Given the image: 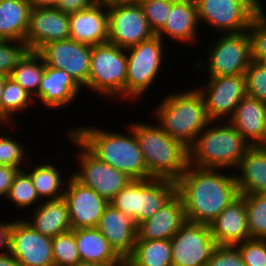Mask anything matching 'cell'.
I'll list each match as a JSON object with an SVG mask.
<instances>
[{"label": "cell", "instance_id": "obj_8", "mask_svg": "<svg viewBox=\"0 0 266 266\" xmlns=\"http://www.w3.org/2000/svg\"><path fill=\"white\" fill-rule=\"evenodd\" d=\"M163 43L164 40L154 35L146 41L126 48V99L141 98L145 91H149V87L160 74V68L163 65L165 53Z\"/></svg>", "mask_w": 266, "mask_h": 266}, {"label": "cell", "instance_id": "obj_1", "mask_svg": "<svg viewBox=\"0 0 266 266\" xmlns=\"http://www.w3.org/2000/svg\"><path fill=\"white\" fill-rule=\"evenodd\" d=\"M188 165L176 180L189 222L210 225L238 196L235 175Z\"/></svg>", "mask_w": 266, "mask_h": 266}, {"label": "cell", "instance_id": "obj_52", "mask_svg": "<svg viewBox=\"0 0 266 266\" xmlns=\"http://www.w3.org/2000/svg\"><path fill=\"white\" fill-rule=\"evenodd\" d=\"M74 266H103V265H99V264H96V263L87 262V261H81L80 260Z\"/></svg>", "mask_w": 266, "mask_h": 266}, {"label": "cell", "instance_id": "obj_15", "mask_svg": "<svg viewBox=\"0 0 266 266\" xmlns=\"http://www.w3.org/2000/svg\"><path fill=\"white\" fill-rule=\"evenodd\" d=\"M91 49L92 46L69 38L50 42L38 53L45 65L65 70L81 88L88 89Z\"/></svg>", "mask_w": 266, "mask_h": 266}, {"label": "cell", "instance_id": "obj_37", "mask_svg": "<svg viewBox=\"0 0 266 266\" xmlns=\"http://www.w3.org/2000/svg\"><path fill=\"white\" fill-rule=\"evenodd\" d=\"M247 31L251 38L252 60L266 64V14L257 13Z\"/></svg>", "mask_w": 266, "mask_h": 266}, {"label": "cell", "instance_id": "obj_36", "mask_svg": "<svg viewBox=\"0 0 266 266\" xmlns=\"http://www.w3.org/2000/svg\"><path fill=\"white\" fill-rule=\"evenodd\" d=\"M54 266H74L80 261L74 230L52 238Z\"/></svg>", "mask_w": 266, "mask_h": 266}, {"label": "cell", "instance_id": "obj_41", "mask_svg": "<svg viewBox=\"0 0 266 266\" xmlns=\"http://www.w3.org/2000/svg\"><path fill=\"white\" fill-rule=\"evenodd\" d=\"M175 0H142L139 4L150 29L156 34L165 24Z\"/></svg>", "mask_w": 266, "mask_h": 266}, {"label": "cell", "instance_id": "obj_30", "mask_svg": "<svg viewBox=\"0 0 266 266\" xmlns=\"http://www.w3.org/2000/svg\"><path fill=\"white\" fill-rule=\"evenodd\" d=\"M125 266H172L171 240H137Z\"/></svg>", "mask_w": 266, "mask_h": 266}, {"label": "cell", "instance_id": "obj_3", "mask_svg": "<svg viewBox=\"0 0 266 266\" xmlns=\"http://www.w3.org/2000/svg\"><path fill=\"white\" fill-rule=\"evenodd\" d=\"M158 104L155 111L153 110L157 124L169 136L183 142L188 148L211 122L197 87L185 92L170 93Z\"/></svg>", "mask_w": 266, "mask_h": 266}, {"label": "cell", "instance_id": "obj_7", "mask_svg": "<svg viewBox=\"0 0 266 266\" xmlns=\"http://www.w3.org/2000/svg\"><path fill=\"white\" fill-rule=\"evenodd\" d=\"M126 49L106 42L92 46L88 89L101 96L126 98Z\"/></svg>", "mask_w": 266, "mask_h": 266}, {"label": "cell", "instance_id": "obj_46", "mask_svg": "<svg viewBox=\"0 0 266 266\" xmlns=\"http://www.w3.org/2000/svg\"><path fill=\"white\" fill-rule=\"evenodd\" d=\"M12 226L11 222L0 221V249L4 248L10 250V229Z\"/></svg>", "mask_w": 266, "mask_h": 266}, {"label": "cell", "instance_id": "obj_39", "mask_svg": "<svg viewBox=\"0 0 266 266\" xmlns=\"http://www.w3.org/2000/svg\"><path fill=\"white\" fill-rule=\"evenodd\" d=\"M28 51L25 42L0 40V74L10 76L17 63Z\"/></svg>", "mask_w": 266, "mask_h": 266}, {"label": "cell", "instance_id": "obj_6", "mask_svg": "<svg viewBox=\"0 0 266 266\" xmlns=\"http://www.w3.org/2000/svg\"><path fill=\"white\" fill-rule=\"evenodd\" d=\"M177 192L176 181L163 178L133 180L110 202L137 225L152 217Z\"/></svg>", "mask_w": 266, "mask_h": 266}, {"label": "cell", "instance_id": "obj_49", "mask_svg": "<svg viewBox=\"0 0 266 266\" xmlns=\"http://www.w3.org/2000/svg\"><path fill=\"white\" fill-rule=\"evenodd\" d=\"M91 1L93 5L105 6V7L117 5L120 3V0H91Z\"/></svg>", "mask_w": 266, "mask_h": 266}, {"label": "cell", "instance_id": "obj_17", "mask_svg": "<svg viewBox=\"0 0 266 266\" xmlns=\"http://www.w3.org/2000/svg\"><path fill=\"white\" fill-rule=\"evenodd\" d=\"M69 176L63 198L69 209L72 229L96 228L110 202Z\"/></svg>", "mask_w": 266, "mask_h": 266}, {"label": "cell", "instance_id": "obj_4", "mask_svg": "<svg viewBox=\"0 0 266 266\" xmlns=\"http://www.w3.org/2000/svg\"><path fill=\"white\" fill-rule=\"evenodd\" d=\"M152 178L176 181L189 165V148L169 136L159 125L131 123Z\"/></svg>", "mask_w": 266, "mask_h": 266}, {"label": "cell", "instance_id": "obj_13", "mask_svg": "<svg viewBox=\"0 0 266 266\" xmlns=\"http://www.w3.org/2000/svg\"><path fill=\"white\" fill-rule=\"evenodd\" d=\"M170 240L172 266H205L218 246L209 225L189 221Z\"/></svg>", "mask_w": 266, "mask_h": 266}, {"label": "cell", "instance_id": "obj_50", "mask_svg": "<svg viewBox=\"0 0 266 266\" xmlns=\"http://www.w3.org/2000/svg\"><path fill=\"white\" fill-rule=\"evenodd\" d=\"M250 6H252L258 13L264 12L261 0H245Z\"/></svg>", "mask_w": 266, "mask_h": 266}, {"label": "cell", "instance_id": "obj_20", "mask_svg": "<svg viewBox=\"0 0 266 266\" xmlns=\"http://www.w3.org/2000/svg\"><path fill=\"white\" fill-rule=\"evenodd\" d=\"M97 228L124 261L132 254L137 241V223L131 216L109 203Z\"/></svg>", "mask_w": 266, "mask_h": 266}, {"label": "cell", "instance_id": "obj_35", "mask_svg": "<svg viewBox=\"0 0 266 266\" xmlns=\"http://www.w3.org/2000/svg\"><path fill=\"white\" fill-rule=\"evenodd\" d=\"M23 170L25 169L19 170L15 175L9 192L5 197L12 201L19 209L28 208L41 200L30 176Z\"/></svg>", "mask_w": 266, "mask_h": 266}, {"label": "cell", "instance_id": "obj_23", "mask_svg": "<svg viewBox=\"0 0 266 266\" xmlns=\"http://www.w3.org/2000/svg\"><path fill=\"white\" fill-rule=\"evenodd\" d=\"M251 146L266 136V102L246 95L227 120Z\"/></svg>", "mask_w": 266, "mask_h": 266}, {"label": "cell", "instance_id": "obj_16", "mask_svg": "<svg viewBox=\"0 0 266 266\" xmlns=\"http://www.w3.org/2000/svg\"><path fill=\"white\" fill-rule=\"evenodd\" d=\"M9 252L21 266H54L52 238L36 231L21 217L12 220Z\"/></svg>", "mask_w": 266, "mask_h": 266}, {"label": "cell", "instance_id": "obj_24", "mask_svg": "<svg viewBox=\"0 0 266 266\" xmlns=\"http://www.w3.org/2000/svg\"><path fill=\"white\" fill-rule=\"evenodd\" d=\"M69 28L70 39L79 43L95 46L108 42L107 7L93 5L69 14Z\"/></svg>", "mask_w": 266, "mask_h": 266}, {"label": "cell", "instance_id": "obj_26", "mask_svg": "<svg viewBox=\"0 0 266 266\" xmlns=\"http://www.w3.org/2000/svg\"><path fill=\"white\" fill-rule=\"evenodd\" d=\"M74 236L81 261L103 266H125V261L110 246L97 227L76 229Z\"/></svg>", "mask_w": 266, "mask_h": 266}, {"label": "cell", "instance_id": "obj_10", "mask_svg": "<svg viewBox=\"0 0 266 266\" xmlns=\"http://www.w3.org/2000/svg\"><path fill=\"white\" fill-rule=\"evenodd\" d=\"M208 50V77L244 75L252 62L248 31L222 34Z\"/></svg>", "mask_w": 266, "mask_h": 266}, {"label": "cell", "instance_id": "obj_33", "mask_svg": "<svg viewBox=\"0 0 266 266\" xmlns=\"http://www.w3.org/2000/svg\"><path fill=\"white\" fill-rule=\"evenodd\" d=\"M33 100V96L29 92L11 77H8L5 81L1 98V124H10L13 121V115L31 107Z\"/></svg>", "mask_w": 266, "mask_h": 266}, {"label": "cell", "instance_id": "obj_32", "mask_svg": "<svg viewBox=\"0 0 266 266\" xmlns=\"http://www.w3.org/2000/svg\"><path fill=\"white\" fill-rule=\"evenodd\" d=\"M44 70L45 63L41 55L36 51H28L9 77L34 96L38 92Z\"/></svg>", "mask_w": 266, "mask_h": 266}, {"label": "cell", "instance_id": "obj_42", "mask_svg": "<svg viewBox=\"0 0 266 266\" xmlns=\"http://www.w3.org/2000/svg\"><path fill=\"white\" fill-rule=\"evenodd\" d=\"M236 247L246 266H266V239L250 238Z\"/></svg>", "mask_w": 266, "mask_h": 266}, {"label": "cell", "instance_id": "obj_25", "mask_svg": "<svg viewBox=\"0 0 266 266\" xmlns=\"http://www.w3.org/2000/svg\"><path fill=\"white\" fill-rule=\"evenodd\" d=\"M199 20L195 0H175L164 26L155 34L162 40L165 36L181 43H192L198 39ZM165 35V36H163Z\"/></svg>", "mask_w": 266, "mask_h": 266}, {"label": "cell", "instance_id": "obj_31", "mask_svg": "<svg viewBox=\"0 0 266 266\" xmlns=\"http://www.w3.org/2000/svg\"><path fill=\"white\" fill-rule=\"evenodd\" d=\"M60 171L55 165L53 166V164L47 162L45 164H35L31 171L25 170L30 176L39 198L42 200L43 197H46V200H55L64 196L67 182H64L63 177H61L62 171Z\"/></svg>", "mask_w": 266, "mask_h": 266}, {"label": "cell", "instance_id": "obj_28", "mask_svg": "<svg viewBox=\"0 0 266 266\" xmlns=\"http://www.w3.org/2000/svg\"><path fill=\"white\" fill-rule=\"evenodd\" d=\"M235 175L239 195L266 194V150L252 146L240 160ZM241 174V175H240Z\"/></svg>", "mask_w": 266, "mask_h": 266}, {"label": "cell", "instance_id": "obj_47", "mask_svg": "<svg viewBox=\"0 0 266 266\" xmlns=\"http://www.w3.org/2000/svg\"><path fill=\"white\" fill-rule=\"evenodd\" d=\"M9 251L10 250H3L0 252V266H21L17 259L11 255Z\"/></svg>", "mask_w": 266, "mask_h": 266}, {"label": "cell", "instance_id": "obj_2", "mask_svg": "<svg viewBox=\"0 0 266 266\" xmlns=\"http://www.w3.org/2000/svg\"><path fill=\"white\" fill-rule=\"evenodd\" d=\"M128 128V135L93 127H77L70 129V132L99 160L117 168L131 179H150L152 177L148 174L134 131Z\"/></svg>", "mask_w": 266, "mask_h": 266}, {"label": "cell", "instance_id": "obj_14", "mask_svg": "<svg viewBox=\"0 0 266 266\" xmlns=\"http://www.w3.org/2000/svg\"><path fill=\"white\" fill-rule=\"evenodd\" d=\"M202 87L197 89L204 99L209 119L215 123L227 121L247 95L244 75L209 77Z\"/></svg>", "mask_w": 266, "mask_h": 266}, {"label": "cell", "instance_id": "obj_38", "mask_svg": "<svg viewBox=\"0 0 266 266\" xmlns=\"http://www.w3.org/2000/svg\"><path fill=\"white\" fill-rule=\"evenodd\" d=\"M1 125V123H0ZM2 126H0L1 128ZM24 146H22L19 141L17 142L16 138L10 136L9 133L0 134V165H7L12 167H20L21 163H24L26 166L23 167H30V164L24 160L26 159L25 156L27 155L25 152Z\"/></svg>", "mask_w": 266, "mask_h": 266}, {"label": "cell", "instance_id": "obj_11", "mask_svg": "<svg viewBox=\"0 0 266 266\" xmlns=\"http://www.w3.org/2000/svg\"><path fill=\"white\" fill-rule=\"evenodd\" d=\"M195 3L199 23L224 34L247 31L258 13L245 0H195Z\"/></svg>", "mask_w": 266, "mask_h": 266}, {"label": "cell", "instance_id": "obj_22", "mask_svg": "<svg viewBox=\"0 0 266 266\" xmlns=\"http://www.w3.org/2000/svg\"><path fill=\"white\" fill-rule=\"evenodd\" d=\"M81 87L62 69L45 65L38 92L33 96L47 109H61L74 102Z\"/></svg>", "mask_w": 266, "mask_h": 266}, {"label": "cell", "instance_id": "obj_34", "mask_svg": "<svg viewBox=\"0 0 266 266\" xmlns=\"http://www.w3.org/2000/svg\"><path fill=\"white\" fill-rule=\"evenodd\" d=\"M249 235L266 239V194H243Z\"/></svg>", "mask_w": 266, "mask_h": 266}, {"label": "cell", "instance_id": "obj_45", "mask_svg": "<svg viewBox=\"0 0 266 266\" xmlns=\"http://www.w3.org/2000/svg\"><path fill=\"white\" fill-rule=\"evenodd\" d=\"M93 6L91 0H58L55 8L63 13L72 14Z\"/></svg>", "mask_w": 266, "mask_h": 266}, {"label": "cell", "instance_id": "obj_54", "mask_svg": "<svg viewBox=\"0 0 266 266\" xmlns=\"http://www.w3.org/2000/svg\"><path fill=\"white\" fill-rule=\"evenodd\" d=\"M259 147H261V148L266 150V136H265L263 142L259 145Z\"/></svg>", "mask_w": 266, "mask_h": 266}, {"label": "cell", "instance_id": "obj_43", "mask_svg": "<svg viewBox=\"0 0 266 266\" xmlns=\"http://www.w3.org/2000/svg\"><path fill=\"white\" fill-rule=\"evenodd\" d=\"M205 266H246L236 246L218 245Z\"/></svg>", "mask_w": 266, "mask_h": 266}, {"label": "cell", "instance_id": "obj_44", "mask_svg": "<svg viewBox=\"0 0 266 266\" xmlns=\"http://www.w3.org/2000/svg\"><path fill=\"white\" fill-rule=\"evenodd\" d=\"M17 167L0 165V196L6 197L18 171Z\"/></svg>", "mask_w": 266, "mask_h": 266}, {"label": "cell", "instance_id": "obj_29", "mask_svg": "<svg viewBox=\"0 0 266 266\" xmlns=\"http://www.w3.org/2000/svg\"><path fill=\"white\" fill-rule=\"evenodd\" d=\"M30 10L28 0H0V40L24 42Z\"/></svg>", "mask_w": 266, "mask_h": 266}, {"label": "cell", "instance_id": "obj_18", "mask_svg": "<svg viewBox=\"0 0 266 266\" xmlns=\"http://www.w3.org/2000/svg\"><path fill=\"white\" fill-rule=\"evenodd\" d=\"M70 38L69 14L55 7L31 8L25 43L38 52L44 45Z\"/></svg>", "mask_w": 266, "mask_h": 266}, {"label": "cell", "instance_id": "obj_53", "mask_svg": "<svg viewBox=\"0 0 266 266\" xmlns=\"http://www.w3.org/2000/svg\"><path fill=\"white\" fill-rule=\"evenodd\" d=\"M142 0H120V3H140Z\"/></svg>", "mask_w": 266, "mask_h": 266}, {"label": "cell", "instance_id": "obj_21", "mask_svg": "<svg viewBox=\"0 0 266 266\" xmlns=\"http://www.w3.org/2000/svg\"><path fill=\"white\" fill-rule=\"evenodd\" d=\"M209 226L213 239L220 246H236L250 239L244 198L239 195Z\"/></svg>", "mask_w": 266, "mask_h": 266}, {"label": "cell", "instance_id": "obj_19", "mask_svg": "<svg viewBox=\"0 0 266 266\" xmlns=\"http://www.w3.org/2000/svg\"><path fill=\"white\" fill-rule=\"evenodd\" d=\"M186 222L184 204L176 192L152 217L137 225V240L171 239Z\"/></svg>", "mask_w": 266, "mask_h": 266}, {"label": "cell", "instance_id": "obj_12", "mask_svg": "<svg viewBox=\"0 0 266 266\" xmlns=\"http://www.w3.org/2000/svg\"><path fill=\"white\" fill-rule=\"evenodd\" d=\"M107 11L109 43L126 49L155 35L139 3H119Z\"/></svg>", "mask_w": 266, "mask_h": 266}, {"label": "cell", "instance_id": "obj_5", "mask_svg": "<svg viewBox=\"0 0 266 266\" xmlns=\"http://www.w3.org/2000/svg\"><path fill=\"white\" fill-rule=\"evenodd\" d=\"M213 123L211 121L189 147V164L199 168L236 169L252 146L228 121Z\"/></svg>", "mask_w": 266, "mask_h": 266}, {"label": "cell", "instance_id": "obj_27", "mask_svg": "<svg viewBox=\"0 0 266 266\" xmlns=\"http://www.w3.org/2000/svg\"><path fill=\"white\" fill-rule=\"evenodd\" d=\"M25 221L44 236L56 237L72 230L70 214L65 199L43 200Z\"/></svg>", "mask_w": 266, "mask_h": 266}, {"label": "cell", "instance_id": "obj_40", "mask_svg": "<svg viewBox=\"0 0 266 266\" xmlns=\"http://www.w3.org/2000/svg\"><path fill=\"white\" fill-rule=\"evenodd\" d=\"M246 94L266 102V64L252 60L244 73Z\"/></svg>", "mask_w": 266, "mask_h": 266}, {"label": "cell", "instance_id": "obj_51", "mask_svg": "<svg viewBox=\"0 0 266 266\" xmlns=\"http://www.w3.org/2000/svg\"><path fill=\"white\" fill-rule=\"evenodd\" d=\"M9 76H5L0 74V123H1V98H2V92L5 85V81Z\"/></svg>", "mask_w": 266, "mask_h": 266}, {"label": "cell", "instance_id": "obj_9", "mask_svg": "<svg viewBox=\"0 0 266 266\" xmlns=\"http://www.w3.org/2000/svg\"><path fill=\"white\" fill-rule=\"evenodd\" d=\"M69 140L80 149L78 161L80 170L72 176L82 185L92 188L98 195L111 200L133 179L117 168L99 160L71 132Z\"/></svg>", "mask_w": 266, "mask_h": 266}, {"label": "cell", "instance_id": "obj_48", "mask_svg": "<svg viewBox=\"0 0 266 266\" xmlns=\"http://www.w3.org/2000/svg\"><path fill=\"white\" fill-rule=\"evenodd\" d=\"M31 8L55 7L58 0H28Z\"/></svg>", "mask_w": 266, "mask_h": 266}]
</instances>
